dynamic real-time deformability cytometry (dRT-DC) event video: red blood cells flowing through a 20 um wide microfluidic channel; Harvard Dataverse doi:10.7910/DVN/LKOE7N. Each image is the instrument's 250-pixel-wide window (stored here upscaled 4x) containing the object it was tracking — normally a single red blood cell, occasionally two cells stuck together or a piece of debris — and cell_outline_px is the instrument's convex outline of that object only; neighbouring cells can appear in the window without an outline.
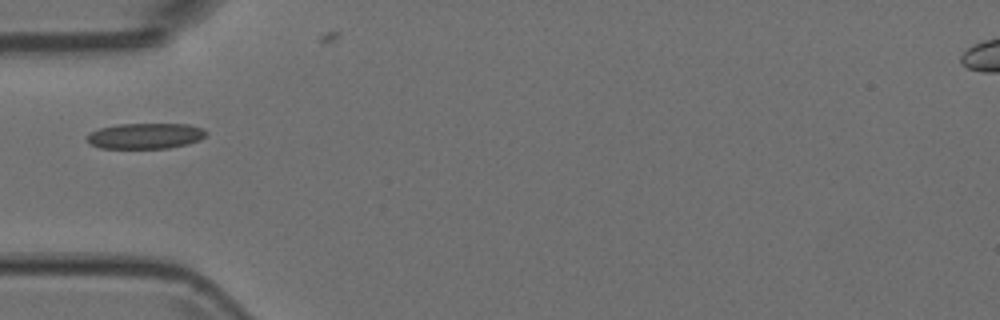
{"species": "Egyptian fruit bat (a non-hibernating species)", "species_latin": "Rousettus aegyptiacus", "temperature_condition": "room temperature", "stored_images_in_passage": 1, "camera_frame_rate_fps": 3000, "um_per_image_px": 0.085, "animal": {"sex": "female"}, "frame": {"image": 1, "passage_image": 1, "time_ms": 0.0, "image_size_px": [1000, 320], "cell_outline_px": [[208, 132], [200, 140], [188, 144], [168, 148], [100, 148], [88, 144], [88, 136], [92, 132], [100, 128], [116, 124], [188, 124], [204, 128]], "centroid_in_image_um": [12.39, 11.55], "position_along_channel_um": 72.6, "area_um2": 17.86}}